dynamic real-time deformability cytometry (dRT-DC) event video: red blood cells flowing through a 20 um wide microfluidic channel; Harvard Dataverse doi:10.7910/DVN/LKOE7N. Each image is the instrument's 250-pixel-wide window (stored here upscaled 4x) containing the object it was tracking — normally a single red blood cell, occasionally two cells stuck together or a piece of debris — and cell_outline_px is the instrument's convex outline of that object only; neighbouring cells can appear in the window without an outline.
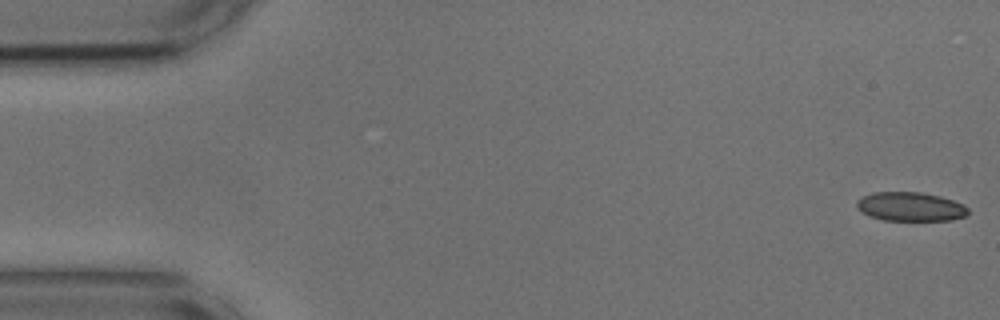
{"species": "common noctule bat (a hibernating species)", "species_latin": "Nyctalus noctula", "temperature_condition": "cold", "stored_images_in_passage": 5, "camera_frame_rate_fps": 3000, "um_per_image_px": 0.085, "animal": {"sex": "male", "body_mass_g": 17.9, "forearm_length_mm": 54.2}, "frame": {"image": 1, "passage_image": 1, "time_ms": 0.0, "image_size_px": [1000, 320], "cell_outline_px": [[968, 216], [952, 220], [884, 220], [872, 216], [856, 208], [856, 200], [872, 192], [920, 192], [940, 196], [964, 204], [968, 208]], "centroid_in_image_um": [77.42, 17.56], "position_along_channel_um": 7.6, "area_um2": 18.79}}
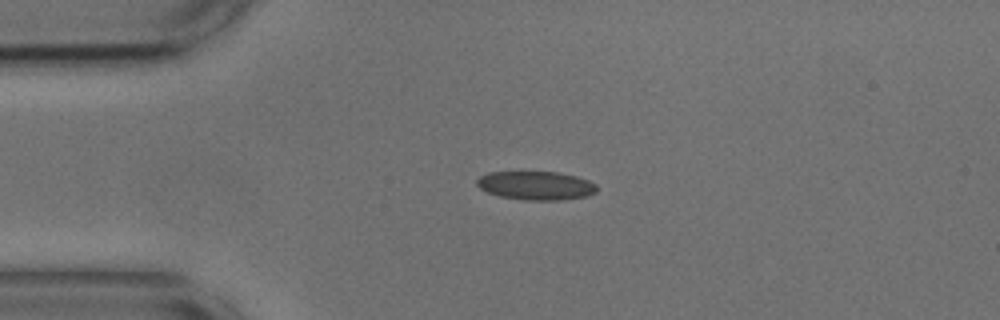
{"frame": {"image": 2, "passage_image": 4, "time_ms": 1.0, "image_size_px": [1000, 320], "cell_outline_px": [[596, 192], [588, 196], [560, 200], [524, 200], [500, 196], [488, 192], [480, 188], [476, 184], [476, 180], [480, 176], [488, 172], [556, 172], [576, 176], [588, 180], [596, 184]], "centroid_in_image_um": [45.55, 15.77], "position_along_channel_um": 39.4, "area_um2": 20.0}}